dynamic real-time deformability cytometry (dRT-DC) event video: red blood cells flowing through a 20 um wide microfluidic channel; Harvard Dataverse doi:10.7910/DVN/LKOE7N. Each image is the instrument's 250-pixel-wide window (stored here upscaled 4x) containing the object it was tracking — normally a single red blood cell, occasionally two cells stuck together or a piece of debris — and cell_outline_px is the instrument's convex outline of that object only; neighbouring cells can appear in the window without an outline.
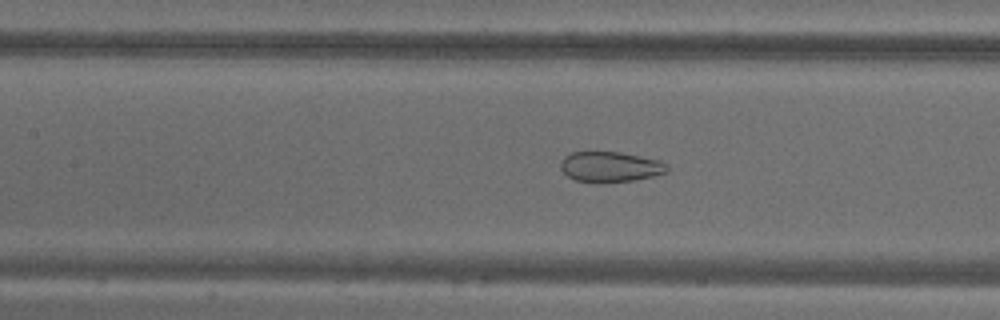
{"species": "common noctule bat (a hibernating species)", "species_latin": "Nyctalus noctula", "temperature_condition": "warm", "stored_images_in_passage": 55, "camera_frame_rate_fps": 3000, "um_per_image_px": 0.085, "animal": {"sex": "male", "body_mass_g": 18.8}, "frame": {"image": 1, "passage_image": 25, "time_ms": 8.0, "image_size_px": [1000, 320], "cell_outline_px": [[668, 172], [636, 180], [576, 180], [568, 176], [560, 168], [560, 164], [564, 156], [572, 152], [620, 152], [660, 160], [668, 164]], "centroid_in_image_um": [51.91, 14.14], "position_along_channel_um": 155.5, "area_um2": 18.26}}
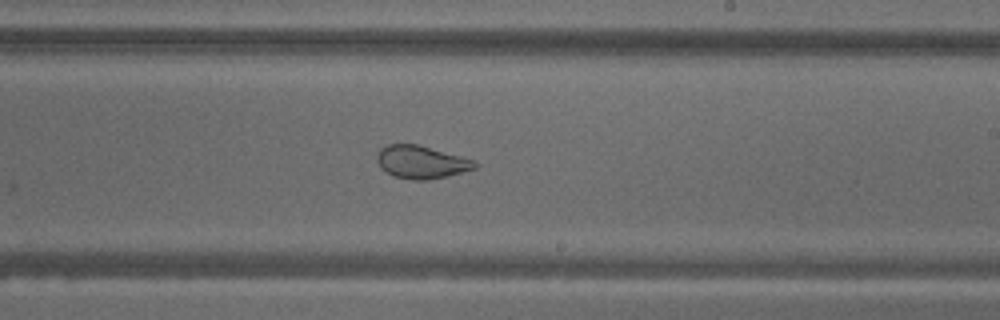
{"frame": {"image": 2, "passage_image": 33, "time_ms": 10.667, "image_size_px": [1000, 320], "cell_outline_px": [[476, 168], [448, 176], [428, 180], [412, 180], [396, 176], [380, 168], [376, 160], [376, 156], [380, 148], [388, 144], [416, 144], [476, 160]], "centroid_in_image_um": [35.8, 13.77], "position_along_channel_um": 253.2, "area_um2": 18.67}}
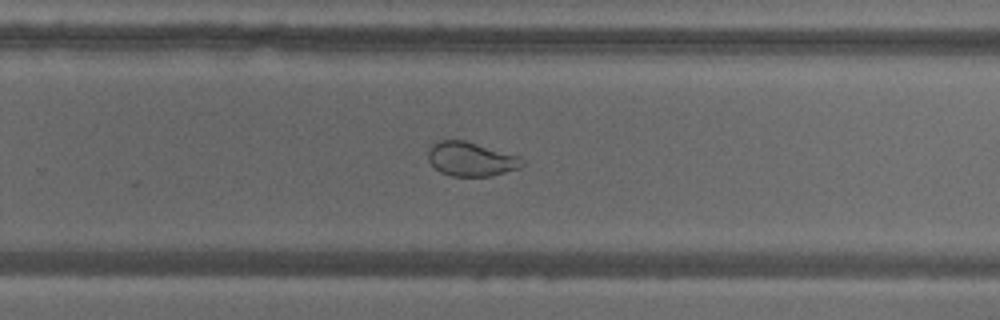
{"frame": {"image": 3, "passage_image": 36, "time_ms": 11.667, "image_size_px": [1000, 320], "cell_outline_px": [[524, 164], [520, 168], [492, 176], [452, 176], [440, 172], [428, 160], [428, 148], [432, 144], [440, 140], [464, 140], [520, 156], [524, 160]], "centroid_in_image_um": [40.05, 13.52], "position_along_channel_um": 289.8, "area_um2": 18.79}, "authors_computed_cell_mechanics": {"area_um2": 26.0678, "velocity_mm_per_s": 3.6677, "shape_relaxation_time_tau1_ms": null, "shape_relaxation_time_tau2_ms": 0.8749, "deformation_change_tau1": null, "deformation_change_tau2": 0.0683}}